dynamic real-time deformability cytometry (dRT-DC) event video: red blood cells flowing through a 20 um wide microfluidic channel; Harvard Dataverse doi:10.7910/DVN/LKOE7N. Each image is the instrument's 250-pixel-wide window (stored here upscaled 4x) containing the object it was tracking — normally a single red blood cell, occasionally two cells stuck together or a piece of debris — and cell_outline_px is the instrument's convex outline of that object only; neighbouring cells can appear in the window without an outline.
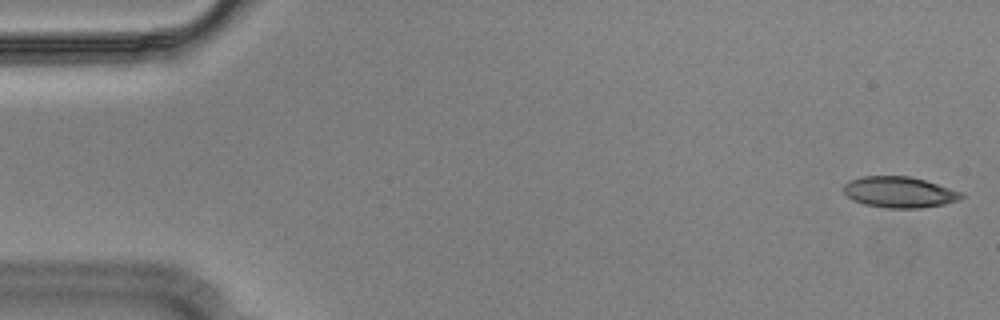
{"species": "Egyptian fruit bat (a non-hibernating species)", "species_latin": "Rousettus aegyptiacus", "temperature_condition": "cold", "stored_images_in_passage": 49, "camera_frame_rate_fps": 3000, "um_per_image_px": 0.085, "animal": {"sex": "male"}, "frame": {"image": 1, "passage_image": 1, "time_ms": 0.0, "image_size_px": [1000, 320], "cell_outline_px": [[964, 196], [960, 200], [944, 204], [920, 208], [884, 208], [864, 204], [852, 200], [844, 192], [844, 184], [852, 180], [864, 176], [908, 176], [924, 180], [960, 192]], "centroid_in_image_um": [76.43, 16.34], "position_along_channel_um": 8.6, "area_um2": 21.04}}
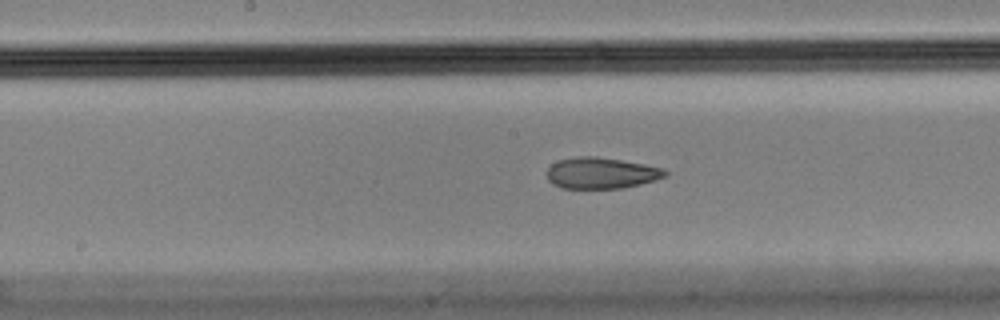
{"frame": {"image": 2, "passage_image": 27, "time_ms": 8.667, "image_size_px": [1000, 320], "cell_outline_px": [[668, 176], [656, 180], [624, 188], [560, 188], [552, 184], [548, 180], [548, 168], [556, 160], [576, 156], [596, 156], [644, 164], [664, 168], [668, 172]], "centroid_in_image_um": [51.11, 14.71], "position_along_channel_um": 197.1, "area_um2": 21.68}}
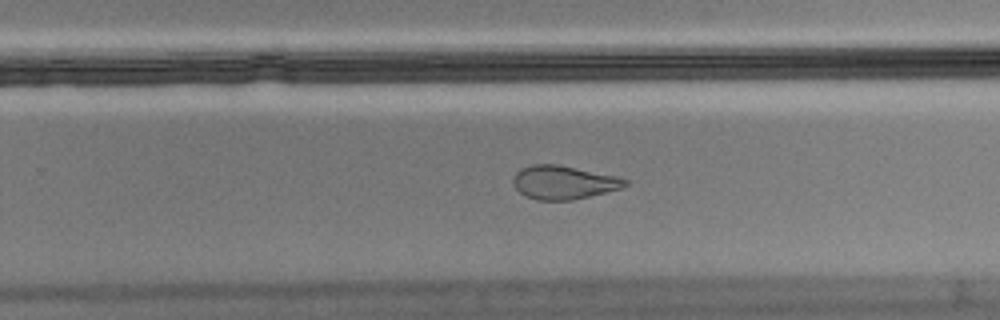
{"frame": {"image": 3, "passage_image": 34, "time_ms": 11.0, "image_size_px": [1000, 320], "cell_outline_px": [[628, 184], [620, 188], [572, 200], [536, 200], [524, 196], [512, 184], [512, 176], [520, 168], [532, 164], [556, 164], [620, 176], [628, 180]], "centroid_in_image_um": [47.87, 15.49], "position_along_channel_um": 281.9, "area_um2": 22.02}, "authors_computed_cell_mechanics": {"area_um2": 22.1952, "velocity_mm_per_s": 3.6502, "shape_relaxation_time_tau1_ms": null, "shape_relaxation_time_tau2_ms": 2.7604, "deformation_change_tau1": null, "deformation_change_tau2": 0.097}}